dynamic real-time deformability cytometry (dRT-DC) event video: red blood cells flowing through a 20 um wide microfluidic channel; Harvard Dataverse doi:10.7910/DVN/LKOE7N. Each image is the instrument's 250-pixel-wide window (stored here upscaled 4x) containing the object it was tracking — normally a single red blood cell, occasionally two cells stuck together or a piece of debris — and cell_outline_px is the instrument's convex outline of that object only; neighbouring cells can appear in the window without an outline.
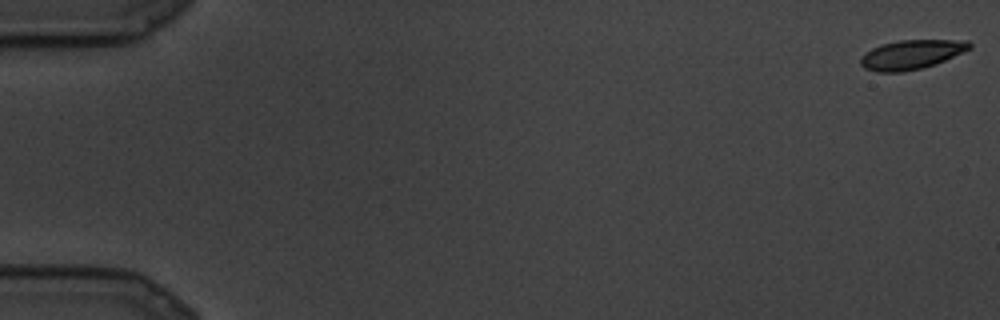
{"species": "common noctule bat (a hibernating species)", "species_latin": "Nyctalus noctula", "temperature_condition": "cold", "stored_images_in_passage": 17, "camera_frame_rate_fps": 3000, "um_per_image_px": 0.085, "animal": {"sex": "male", "body_mass_g": 19.5, "forearm_length_mm": 54.6}, "frame": {"image": 1, "passage_image": 1, "time_ms": 0.0, "image_size_px": [1000, 320], "cell_outline_px": [[972, 48], [936, 64], [920, 68], [900, 72], [876, 72], [864, 68], [860, 64], [860, 56], [872, 48], [884, 44], [900, 40], [968, 40], [972, 44]], "centroid_in_image_um": [77.47, 4.63], "position_along_channel_um": 7.5, "area_um2": 18.55}}
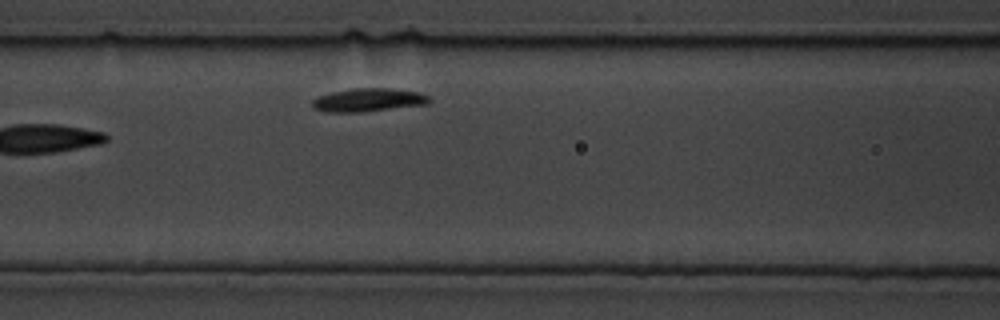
{"frame": {"image": 2, "passage_image": 13, "time_ms": 4.0, "image_size_px": [1000, 320], "cell_outline_px": [[432, 100], [428, 104], [364, 112], [328, 112], [316, 108], [312, 104], [312, 100], [320, 96], [332, 92], [352, 88], [388, 88], [416, 92], [432, 96]], "centroid_in_image_um": [31.37, 8.5], "position_along_channel_um": 135.2, "area_um2": 15.84}}
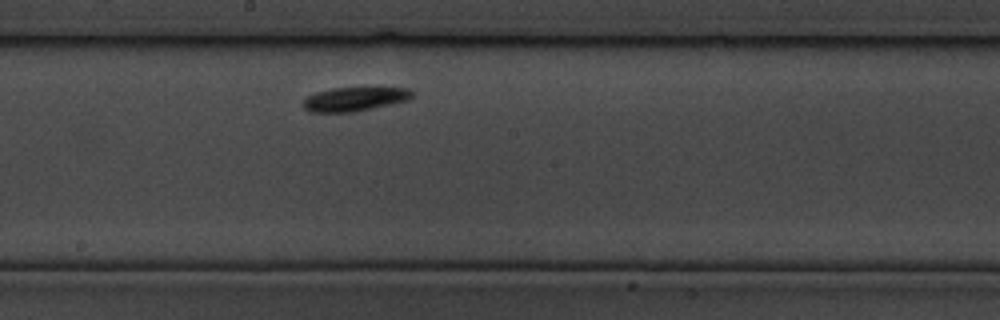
{"frame": {"image": 3, "passage_image": 17, "time_ms": 5.333, "image_size_px": [1000, 320], "cell_outline_px": [[412, 96], [408, 100], [352, 112], [308, 112], [300, 104], [300, 100], [316, 92], [332, 88], [408, 88], [412, 92]], "centroid_in_image_um": [30.04, 8.42], "position_along_channel_um": 218.2, "area_um2": 15.14}}